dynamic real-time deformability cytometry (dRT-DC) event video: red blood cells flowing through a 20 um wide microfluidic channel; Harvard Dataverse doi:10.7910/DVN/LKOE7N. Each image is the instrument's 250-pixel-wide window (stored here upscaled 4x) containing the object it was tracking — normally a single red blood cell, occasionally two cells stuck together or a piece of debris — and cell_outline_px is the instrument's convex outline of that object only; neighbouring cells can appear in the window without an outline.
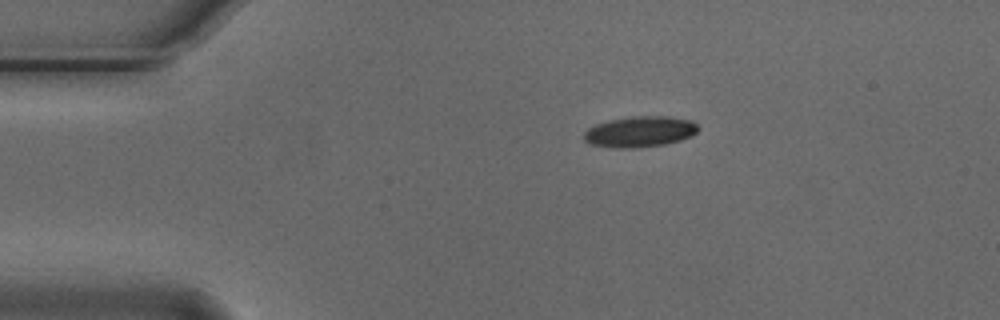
{"species": "Egyptian fruit bat (a non-hibernating species)", "species_latin": "Rousettus aegyptiacus", "temperature_condition": "cold", "stored_images_in_passage": 45, "camera_frame_rate_fps": 3000, "um_per_image_px": 0.085, "animal": {"sex": "male"}, "frame": {"image": 1, "passage_image": 1, "time_ms": 0.0, "image_size_px": [1000, 320], "cell_outline_px": [[700, 128], [692, 136], [680, 140], [664, 144], [636, 148], [616, 148], [592, 144], [584, 140], [584, 132], [588, 128], [596, 124], [608, 120], [632, 116], [668, 116], [692, 120]], "centroid_in_image_um": [54.41, 11.18], "position_along_channel_um": 30.6, "area_um2": 20.58}}
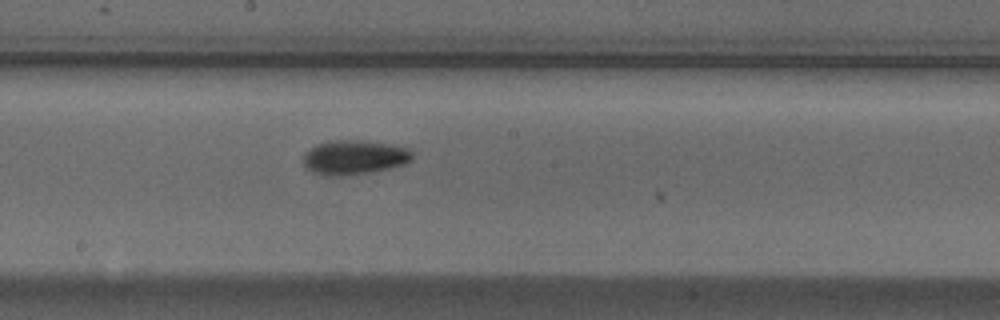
{"frame": {"image": 2, "passage_image": 20, "time_ms": 6.333, "image_size_px": [1000, 320], "cell_outline_px": [[412, 160], [404, 164], [392, 168], [372, 172], [340, 176], [324, 176], [308, 168], [304, 164], [304, 152], [316, 144], [328, 140], [360, 140], [408, 148], [412, 152]], "centroid_in_image_um": [30.1, 13.37], "position_along_channel_um": 218.1, "area_um2": 21.79}}
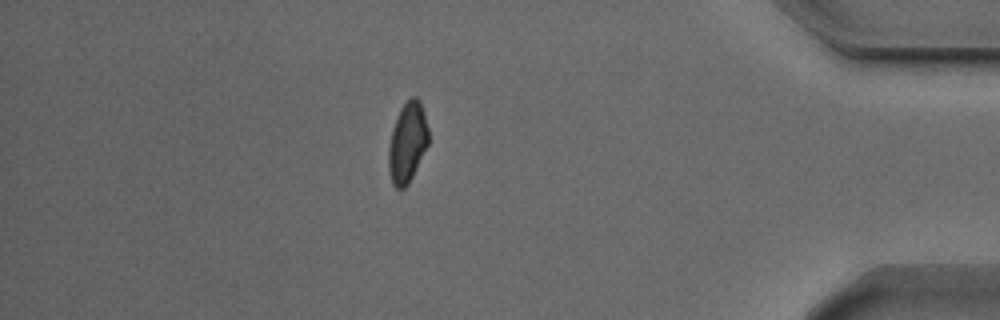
{"frame": {"image": 3, "passage_image": 38, "time_ms": 12.333, "image_size_px": [1000, 320], "cell_outline_px": [[428, 144], [408, 184], [404, 188], [396, 188], [392, 184], [388, 168], [388, 148], [392, 128], [400, 108], [412, 96], [416, 96], [420, 100], [424, 112], [428, 128]], "centroid_in_image_um": [34.61, 12.1], "position_along_channel_um": 400.6, "area_um2": 18.61}, "authors_computed_cell_mechanics": {"area_um2": 19.5364, "velocity_mm_per_s": 3.744, "shape_relaxation_time_tau1_ms": 2.5631, "shape_relaxation_time_tau2_ms": null, "deformation_change_tau1": 0.0928, "deformation_change_tau2": null}}